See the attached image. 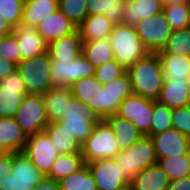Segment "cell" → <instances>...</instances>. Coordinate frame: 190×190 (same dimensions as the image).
I'll list each match as a JSON object with an SVG mask.
<instances>
[{"label": "cell", "instance_id": "obj_1", "mask_svg": "<svg viewBox=\"0 0 190 190\" xmlns=\"http://www.w3.org/2000/svg\"><path fill=\"white\" fill-rule=\"evenodd\" d=\"M70 89L74 98L87 104L101 119L115 115L121 102L133 94L127 72L105 84L95 76L85 77L74 82Z\"/></svg>", "mask_w": 190, "mask_h": 190}, {"label": "cell", "instance_id": "obj_2", "mask_svg": "<svg viewBox=\"0 0 190 190\" xmlns=\"http://www.w3.org/2000/svg\"><path fill=\"white\" fill-rule=\"evenodd\" d=\"M132 92L135 95L157 100L163 87L162 63L157 53H149L126 68Z\"/></svg>", "mask_w": 190, "mask_h": 190}, {"label": "cell", "instance_id": "obj_3", "mask_svg": "<svg viewBox=\"0 0 190 190\" xmlns=\"http://www.w3.org/2000/svg\"><path fill=\"white\" fill-rule=\"evenodd\" d=\"M114 59L127 68L150 52L142 43L135 27L124 24L114 25L108 37Z\"/></svg>", "mask_w": 190, "mask_h": 190}, {"label": "cell", "instance_id": "obj_4", "mask_svg": "<svg viewBox=\"0 0 190 190\" xmlns=\"http://www.w3.org/2000/svg\"><path fill=\"white\" fill-rule=\"evenodd\" d=\"M122 174L131 181L143 169L157 164V156L150 137L142 136L138 141L117 153L114 157Z\"/></svg>", "mask_w": 190, "mask_h": 190}, {"label": "cell", "instance_id": "obj_5", "mask_svg": "<svg viewBox=\"0 0 190 190\" xmlns=\"http://www.w3.org/2000/svg\"><path fill=\"white\" fill-rule=\"evenodd\" d=\"M102 119L87 104L72 97L67 104L65 115L57 122L62 125L75 139L84 143L91 135L93 128Z\"/></svg>", "mask_w": 190, "mask_h": 190}, {"label": "cell", "instance_id": "obj_6", "mask_svg": "<svg viewBox=\"0 0 190 190\" xmlns=\"http://www.w3.org/2000/svg\"><path fill=\"white\" fill-rule=\"evenodd\" d=\"M120 152L115 133L102 119L95 125L91 135L81 144L84 163L104 158H114Z\"/></svg>", "mask_w": 190, "mask_h": 190}, {"label": "cell", "instance_id": "obj_7", "mask_svg": "<svg viewBox=\"0 0 190 190\" xmlns=\"http://www.w3.org/2000/svg\"><path fill=\"white\" fill-rule=\"evenodd\" d=\"M50 56L46 51L40 56L20 61L16 70L24 80L29 94L43 95L52 88Z\"/></svg>", "mask_w": 190, "mask_h": 190}, {"label": "cell", "instance_id": "obj_8", "mask_svg": "<svg viewBox=\"0 0 190 190\" xmlns=\"http://www.w3.org/2000/svg\"><path fill=\"white\" fill-rule=\"evenodd\" d=\"M52 87H68L85 77L95 75V66L81 53L72 61L51 60Z\"/></svg>", "mask_w": 190, "mask_h": 190}, {"label": "cell", "instance_id": "obj_9", "mask_svg": "<svg viewBox=\"0 0 190 190\" xmlns=\"http://www.w3.org/2000/svg\"><path fill=\"white\" fill-rule=\"evenodd\" d=\"M14 118L27 137L43 132L49 122L42 95L24 96Z\"/></svg>", "mask_w": 190, "mask_h": 190}, {"label": "cell", "instance_id": "obj_10", "mask_svg": "<svg viewBox=\"0 0 190 190\" xmlns=\"http://www.w3.org/2000/svg\"><path fill=\"white\" fill-rule=\"evenodd\" d=\"M135 29L150 53L161 51L173 33L163 11L139 21Z\"/></svg>", "mask_w": 190, "mask_h": 190}, {"label": "cell", "instance_id": "obj_11", "mask_svg": "<svg viewBox=\"0 0 190 190\" xmlns=\"http://www.w3.org/2000/svg\"><path fill=\"white\" fill-rule=\"evenodd\" d=\"M153 100L132 94L120 104L116 115L131 121L143 136L150 137Z\"/></svg>", "mask_w": 190, "mask_h": 190}, {"label": "cell", "instance_id": "obj_12", "mask_svg": "<svg viewBox=\"0 0 190 190\" xmlns=\"http://www.w3.org/2000/svg\"><path fill=\"white\" fill-rule=\"evenodd\" d=\"M28 94L25 82L16 69L0 80V117L14 118Z\"/></svg>", "mask_w": 190, "mask_h": 190}, {"label": "cell", "instance_id": "obj_13", "mask_svg": "<svg viewBox=\"0 0 190 190\" xmlns=\"http://www.w3.org/2000/svg\"><path fill=\"white\" fill-rule=\"evenodd\" d=\"M24 151L37 169L46 176L50 173L55 159L60 155L45 131L28 136Z\"/></svg>", "mask_w": 190, "mask_h": 190}, {"label": "cell", "instance_id": "obj_14", "mask_svg": "<svg viewBox=\"0 0 190 190\" xmlns=\"http://www.w3.org/2000/svg\"><path fill=\"white\" fill-rule=\"evenodd\" d=\"M98 190H116L129 185L114 158H104L87 163Z\"/></svg>", "mask_w": 190, "mask_h": 190}, {"label": "cell", "instance_id": "obj_15", "mask_svg": "<svg viewBox=\"0 0 190 190\" xmlns=\"http://www.w3.org/2000/svg\"><path fill=\"white\" fill-rule=\"evenodd\" d=\"M150 138L155 148L157 160L190 153V137L174 128L153 135Z\"/></svg>", "mask_w": 190, "mask_h": 190}, {"label": "cell", "instance_id": "obj_16", "mask_svg": "<svg viewBox=\"0 0 190 190\" xmlns=\"http://www.w3.org/2000/svg\"><path fill=\"white\" fill-rule=\"evenodd\" d=\"M21 61L42 55L47 51V42L37 32L35 26L20 23L14 27Z\"/></svg>", "mask_w": 190, "mask_h": 190}, {"label": "cell", "instance_id": "obj_17", "mask_svg": "<svg viewBox=\"0 0 190 190\" xmlns=\"http://www.w3.org/2000/svg\"><path fill=\"white\" fill-rule=\"evenodd\" d=\"M37 32L47 42L73 33L77 26L59 9L48 14L36 26Z\"/></svg>", "mask_w": 190, "mask_h": 190}, {"label": "cell", "instance_id": "obj_18", "mask_svg": "<svg viewBox=\"0 0 190 190\" xmlns=\"http://www.w3.org/2000/svg\"><path fill=\"white\" fill-rule=\"evenodd\" d=\"M162 11L160 0H124L122 24L135 27L139 21Z\"/></svg>", "mask_w": 190, "mask_h": 190}, {"label": "cell", "instance_id": "obj_19", "mask_svg": "<svg viewBox=\"0 0 190 190\" xmlns=\"http://www.w3.org/2000/svg\"><path fill=\"white\" fill-rule=\"evenodd\" d=\"M157 101L170 109L190 105V79L164 81Z\"/></svg>", "mask_w": 190, "mask_h": 190}, {"label": "cell", "instance_id": "obj_20", "mask_svg": "<svg viewBox=\"0 0 190 190\" xmlns=\"http://www.w3.org/2000/svg\"><path fill=\"white\" fill-rule=\"evenodd\" d=\"M82 51V39L76 29L73 33L50 41L47 52L51 60L72 61Z\"/></svg>", "mask_w": 190, "mask_h": 190}, {"label": "cell", "instance_id": "obj_21", "mask_svg": "<svg viewBox=\"0 0 190 190\" xmlns=\"http://www.w3.org/2000/svg\"><path fill=\"white\" fill-rule=\"evenodd\" d=\"M26 141L27 136L16 123L15 118L0 117V150L2 152L23 151Z\"/></svg>", "mask_w": 190, "mask_h": 190}, {"label": "cell", "instance_id": "obj_22", "mask_svg": "<svg viewBox=\"0 0 190 190\" xmlns=\"http://www.w3.org/2000/svg\"><path fill=\"white\" fill-rule=\"evenodd\" d=\"M46 116L48 122H55L65 115L67 104L72 96V91L68 87H52L43 95Z\"/></svg>", "mask_w": 190, "mask_h": 190}, {"label": "cell", "instance_id": "obj_23", "mask_svg": "<svg viewBox=\"0 0 190 190\" xmlns=\"http://www.w3.org/2000/svg\"><path fill=\"white\" fill-rule=\"evenodd\" d=\"M169 182L167 174L155 164L135 174L130 185L132 190H167Z\"/></svg>", "mask_w": 190, "mask_h": 190}, {"label": "cell", "instance_id": "obj_24", "mask_svg": "<svg viewBox=\"0 0 190 190\" xmlns=\"http://www.w3.org/2000/svg\"><path fill=\"white\" fill-rule=\"evenodd\" d=\"M114 24L105 14L88 15L78 26L77 30L82 41H92L108 38Z\"/></svg>", "mask_w": 190, "mask_h": 190}, {"label": "cell", "instance_id": "obj_25", "mask_svg": "<svg viewBox=\"0 0 190 190\" xmlns=\"http://www.w3.org/2000/svg\"><path fill=\"white\" fill-rule=\"evenodd\" d=\"M104 120L115 133L120 151L126 149L143 136L131 121L120 118L116 114L108 116Z\"/></svg>", "mask_w": 190, "mask_h": 190}, {"label": "cell", "instance_id": "obj_26", "mask_svg": "<svg viewBox=\"0 0 190 190\" xmlns=\"http://www.w3.org/2000/svg\"><path fill=\"white\" fill-rule=\"evenodd\" d=\"M162 63L164 81L190 79V57L158 54Z\"/></svg>", "mask_w": 190, "mask_h": 190}, {"label": "cell", "instance_id": "obj_27", "mask_svg": "<svg viewBox=\"0 0 190 190\" xmlns=\"http://www.w3.org/2000/svg\"><path fill=\"white\" fill-rule=\"evenodd\" d=\"M12 166L17 180L36 181V186L47 177L37 169L24 150L12 152Z\"/></svg>", "mask_w": 190, "mask_h": 190}, {"label": "cell", "instance_id": "obj_28", "mask_svg": "<svg viewBox=\"0 0 190 190\" xmlns=\"http://www.w3.org/2000/svg\"><path fill=\"white\" fill-rule=\"evenodd\" d=\"M44 131L48 134L60 154L81 151V145L74 135L71 132L69 133L57 121L48 123Z\"/></svg>", "mask_w": 190, "mask_h": 190}, {"label": "cell", "instance_id": "obj_29", "mask_svg": "<svg viewBox=\"0 0 190 190\" xmlns=\"http://www.w3.org/2000/svg\"><path fill=\"white\" fill-rule=\"evenodd\" d=\"M81 53L95 66L114 60L113 50L108 38L82 41Z\"/></svg>", "mask_w": 190, "mask_h": 190}, {"label": "cell", "instance_id": "obj_30", "mask_svg": "<svg viewBox=\"0 0 190 190\" xmlns=\"http://www.w3.org/2000/svg\"><path fill=\"white\" fill-rule=\"evenodd\" d=\"M58 9V0H29L24 3L22 22L37 26L44 17Z\"/></svg>", "mask_w": 190, "mask_h": 190}, {"label": "cell", "instance_id": "obj_31", "mask_svg": "<svg viewBox=\"0 0 190 190\" xmlns=\"http://www.w3.org/2000/svg\"><path fill=\"white\" fill-rule=\"evenodd\" d=\"M81 151H75L68 154H60L52 165L48 178L60 181L62 178L71 175L84 165Z\"/></svg>", "mask_w": 190, "mask_h": 190}, {"label": "cell", "instance_id": "obj_32", "mask_svg": "<svg viewBox=\"0 0 190 190\" xmlns=\"http://www.w3.org/2000/svg\"><path fill=\"white\" fill-rule=\"evenodd\" d=\"M124 0H87L88 15L105 14L114 25L122 23Z\"/></svg>", "mask_w": 190, "mask_h": 190}, {"label": "cell", "instance_id": "obj_33", "mask_svg": "<svg viewBox=\"0 0 190 190\" xmlns=\"http://www.w3.org/2000/svg\"><path fill=\"white\" fill-rule=\"evenodd\" d=\"M59 185L60 190H98L87 163L71 175L62 178Z\"/></svg>", "mask_w": 190, "mask_h": 190}, {"label": "cell", "instance_id": "obj_34", "mask_svg": "<svg viewBox=\"0 0 190 190\" xmlns=\"http://www.w3.org/2000/svg\"><path fill=\"white\" fill-rule=\"evenodd\" d=\"M157 164L167 174L169 180L190 176V153L181 156L160 158Z\"/></svg>", "mask_w": 190, "mask_h": 190}, {"label": "cell", "instance_id": "obj_35", "mask_svg": "<svg viewBox=\"0 0 190 190\" xmlns=\"http://www.w3.org/2000/svg\"><path fill=\"white\" fill-rule=\"evenodd\" d=\"M157 54H174L190 57V27L173 31L165 47Z\"/></svg>", "mask_w": 190, "mask_h": 190}, {"label": "cell", "instance_id": "obj_36", "mask_svg": "<svg viewBox=\"0 0 190 190\" xmlns=\"http://www.w3.org/2000/svg\"><path fill=\"white\" fill-rule=\"evenodd\" d=\"M163 13L173 31L186 29L189 27L190 0L181 4L164 6Z\"/></svg>", "mask_w": 190, "mask_h": 190}, {"label": "cell", "instance_id": "obj_37", "mask_svg": "<svg viewBox=\"0 0 190 190\" xmlns=\"http://www.w3.org/2000/svg\"><path fill=\"white\" fill-rule=\"evenodd\" d=\"M171 112L167 105L153 100V113L151 117L150 137L172 128Z\"/></svg>", "mask_w": 190, "mask_h": 190}, {"label": "cell", "instance_id": "obj_38", "mask_svg": "<svg viewBox=\"0 0 190 190\" xmlns=\"http://www.w3.org/2000/svg\"><path fill=\"white\" fill-rule=\"evenodd\" d=\"M87 0H58V9L76 26L87 16Z\"/></svg>", "mask_w": 190, "mask_h": 190}, {"label": "cell", "instance_id": "obj_39", "mask_svg": "<svg viewBox=\"0 0 190 190\" xmlns=\"http://www.w3.org/2000/svg\"><path fill=\"white\" fill-rule=\"evenodd\" d=\"M23 7L20 0H0V16L15 27L22 22Z\"/></svg>", "mask_w": 190, "mask_h": 190}, {"label": "cell", "instance_id": "obj_40", "mask_svg": "<svg viewBox=\"0 0 190 190\" xmlns=\"http://www.w3.org/2000/svg\"><path fill=\"white\" fill-rule=\"evenodd\" d=\"M125 72L126 68L114 59L106 64L95 67L94 76L101 84H105L120 77Z\"/></svg>", "mask_w": 190, "mask_h": 190}, {"label": "cell", "instance_id": "obj_41", "mask_svg": "<svg viewBox=\"0 0 190 190\" xmlns=\"http://www.w3.org/2000/svg\"><path fill=\"white\" fill-rule=\"evenodd\" d=\"M0 55L15 65L21 61L19 45L14 33L0 37Z\"/></svg>", "mask_w": 190, "mask_h": 190}, {"label": "cell", "instance_id": "obj_42", "mask_svg": "<svg viewBox=\"0 0 190 190\" xmlns=\"http://www.w3.org/2000/svg\"><path fill=\"white\" fill-rule=\"evenodd\" d=\"M171 124L172 128L190 137V105L172 109Z\"/></svg>", "mask_w": 190, "mask_h": 190}, {"label": "cell", "instance_id": "obj_43", "mask_svg": "<svg viewBox=\"0 0 190 190\" xmlns=\"http://www.w3.org/2000/svg\"><path fill=\"white\" fill-rule=\"evenodd\" d=\"M35 186L36 181L17 180L12 171L0 179V190H32Z\"/></svg>", "mask_w": 190, "mask_h": 190}, {"label": "cell", "instance_id": "obj_44", "mask_svg": "<svg viewBox=\"0 0 190 190\" xmlns=\"http://www.w3.org/2000/svg\"><path fill=\"white\" fill-rule=\"evenodd\" d=\"M12 170V152H3L0 155V179L6 177Z\"/></svg>", "mask_w": 190, "mask_h": 190}, {"label": "cell", "instance_id": "obj_45", "mask_svg": "<svg viewBox=\"0 0 190 190\" xmlns=\"http://www.w3.org/2000/svg\"><path fill=\"white\" fill-rule=\"evenodd\" d=\"M167 190H190V176L171 180Z\"/></svg>", "mask_w": 190, "mask_h": 190}, {"label": "cell", "instance_id": "obj_46", "mask_svg": "<svg viewBox=\"0 0 190 190\" xmlns=\"http://www.w3.org/2000/svg\"><path fill=\"white\" fill-rule=\"evenodd\" d=\"M16 65L0 55V80L15 71Z\"/></svg>", "mask_w": 190, "mask_h": 190}, {"label": "cell", "instance_id": "obj_47", "mask_svg": "<svg viewBox=\"0 0 190 190\" xmlns=\"http://www.w3.org/2000/svg\"><path fill=\"white\" fill-rule=\"evenodd\" d=\"M32 190H60L59 181L46 177L40 184Z\"/></svg>", "mask_w": 190, "mask_h": 190}, {"label": "cell", "instance_id": "obj_48", "mask_svg": "<svg viewBox=\"0 0 190 190\" xmlns=\"http://www.w3.org/2000/svg\"><path fill=\"white\" fill-rule=\"evenodd\" d=\"M14 33V26L0 16V37Z\"/></svg>", "mask_w": 190, "mask_h": 190}, {"label": "cell", "instance_id": "obj_49", "mask_svg": "<svg viewBox=\"0 0 190 190\" xmlns=\"http://www.w3.org/2000/svg\"><path fill=\"white\" fill-rule=\"evenodd\" d=\"M187 0H160L162 6H171L174 4H181L183 2H186Z\"/></svg>", "mask_w": 190, "mask_h": 190}, {"label": "cell", "instance_id": "obj_50", "mask_svg": "<svg viewBox=\"0 0 190 190\" xmlns=\"http://www.w3.org/2000/svg\"><path fill=\"white\" fill-rule=\"evenodd\" d=\"M116 190H132V187H131V185L129 184V185L123 186V187H121V188H118V189H116Z\"/></svg>", "mask_w": 190, "mask_h": 190}, {"label": "cell", "instance_id": "obj_51", "mask_svg": "<svg viewBox=\"0 0 190 190\" xmlns=\"http://www.w3.org/2000/svg\"><path fill=\"white\" fill-rule=\"evenodd\" d=\"M23 3H27L29 0H20Z\"/></svg>", "mask_w": 190, "mask_h": 190}]
</instances>
